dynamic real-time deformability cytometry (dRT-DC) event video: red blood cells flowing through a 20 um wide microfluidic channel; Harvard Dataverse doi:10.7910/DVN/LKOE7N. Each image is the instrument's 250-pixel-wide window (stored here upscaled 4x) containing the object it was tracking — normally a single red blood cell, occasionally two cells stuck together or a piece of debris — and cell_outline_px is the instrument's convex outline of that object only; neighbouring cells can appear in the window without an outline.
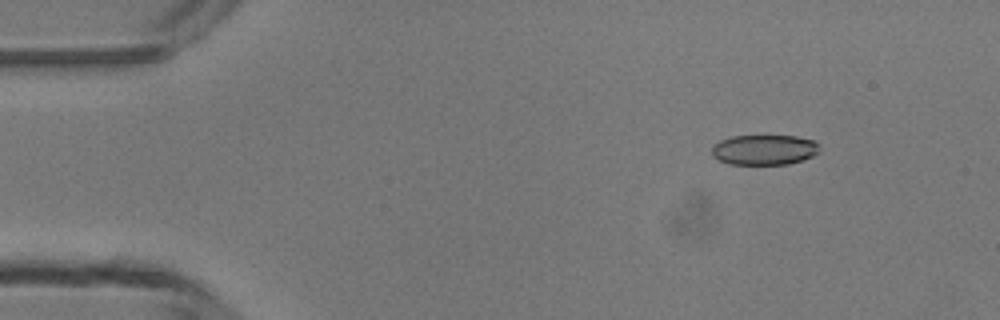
{"species": "common noctule bat (a hibernating species)", "species_latin": "Nyctalus noctula", "temperature_condition": "room temperature", "stored_images_in_passage": 4, "camera_frame_rate_fps": 3000, "um_per_image_px": 0.085, "animal": {"sex": "male", "body_mass_g": 13.3}, "frame": {"image": 1, "passage_image": 2, "time_ms": 1.0, "image_size_px": [1000, 320], "cell_outline_px": [[820, 152], [812, 156], [788, 164], [728, 164], [712, 156], [712, 144], [720, 140], [732, 136], [796, 136], [812, 140], [820, 144]], "centroid_in_image_um": [64.95, 12.73], "position_along_channel_um": 20.0, "area_um2": 19.02}}